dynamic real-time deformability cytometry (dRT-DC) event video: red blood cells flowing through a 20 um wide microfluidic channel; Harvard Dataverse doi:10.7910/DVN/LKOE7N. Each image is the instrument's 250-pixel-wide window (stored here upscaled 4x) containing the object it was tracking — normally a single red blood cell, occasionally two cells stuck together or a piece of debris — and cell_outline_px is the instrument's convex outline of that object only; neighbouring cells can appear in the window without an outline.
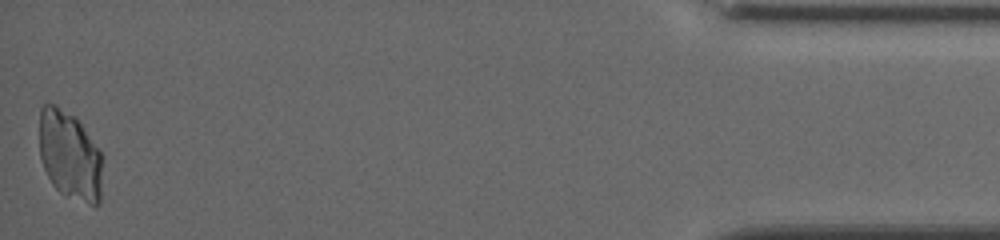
{"species": "common noctule bat (a hibernating species)", "species_latin": "Nyctalus noctula", "temperature_condition": "cold", "stored_images_in_passage": 57, "camera_frame_rate_fps": 3000, "um_per_image_px": 0.085, "animal": {"sex": "female", "body_mass_g": 19.5, "forearm_length_mm": 54.1}, "frame": {"image": 1, "passage_image": 57, "time_ms": 17.333, "image_size_px": [1000, 240], "cell_outline_px": [[104, 156], [100, 204], [96, 208], [64, 196], [52, 184], [40, 160], [40, 108], [44, 104], [56, 104], [72, 116], [80, 124], [100, 148]], "centroid_in_image_um": [5.99, 13.29], "position_along_channel_um": 429.2, "area_um2": 33.47}}